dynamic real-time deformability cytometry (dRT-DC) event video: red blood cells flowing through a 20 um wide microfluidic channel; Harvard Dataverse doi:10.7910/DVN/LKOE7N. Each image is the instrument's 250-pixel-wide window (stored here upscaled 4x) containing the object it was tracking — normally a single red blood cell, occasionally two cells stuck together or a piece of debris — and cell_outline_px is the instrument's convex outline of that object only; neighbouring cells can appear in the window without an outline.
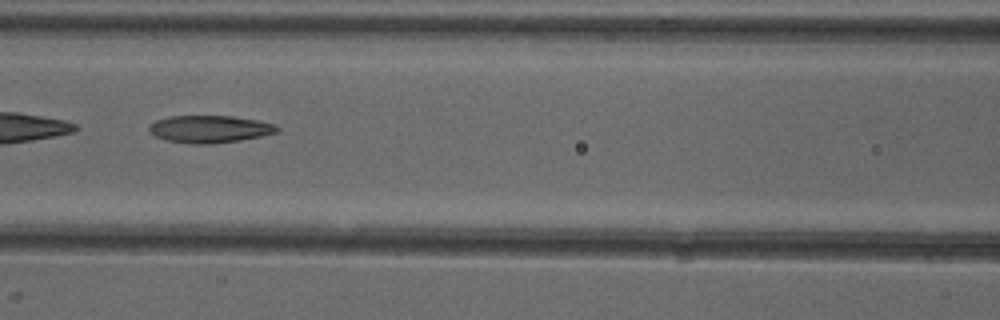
{"species": "common noctule bat (a hibernating species)", "species_latin": "Nyctalus noctula", "temperature_condition": "cold", "stored_images_in_passage": 49, "camera_frame_rate_fps": 3000, "um_per_image_px": 0.085, "animal": {"sex": "female"}, "frame": {"image": 1, "passage_image": 22, "time_ms": 7.0, "image_size_px": [1000, 320], "cell_outline_px": [[280, 132], [240, 140], [212, 144], [192, 144], [164, 140], [156, 136], [148, 128], [156, 120], [168, 116], [232, 116], [256, 120], [276, 124], [280, 128]], "centroid_in_image_um": [17.86, 10.97], "position_along_channel_um": 148.7, "area_um2": 20.4}}
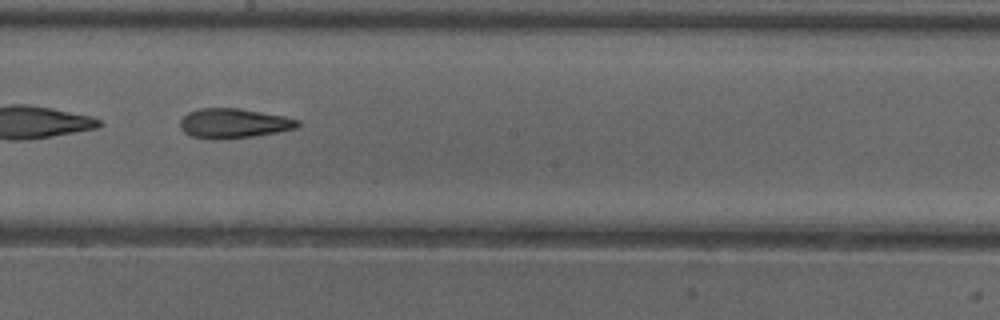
{"frame": {"image": 2, "passage_image": 28, "time_ms": 9.0, "image_size_px": [1000, 320], "cell_outline_px": [[300, 124], [296, 128], [276, 132], [252, 136], [216, 140], [208, 140], [192, 136], [184, 132], [180, 128], [180, 120], [188, 112], [200, 108], [240, 108], [284, 116], [300, 120]], "centroid_in_image_um": [19.83, 10.48], "position_along_channel_um": 228.4, "area_um2": 20.4}, "authors_computed_cell_mechanics": {"area_um2": 21.0392, "velocity_mm_per_s": 3.9807, "shape_relaxation_time_tau1_ms": null, "shape_relaxation_time_tau2_ms": 3.6336, "deformation_change_tau1": null, "deformation_change_tau2": 0.1372}}